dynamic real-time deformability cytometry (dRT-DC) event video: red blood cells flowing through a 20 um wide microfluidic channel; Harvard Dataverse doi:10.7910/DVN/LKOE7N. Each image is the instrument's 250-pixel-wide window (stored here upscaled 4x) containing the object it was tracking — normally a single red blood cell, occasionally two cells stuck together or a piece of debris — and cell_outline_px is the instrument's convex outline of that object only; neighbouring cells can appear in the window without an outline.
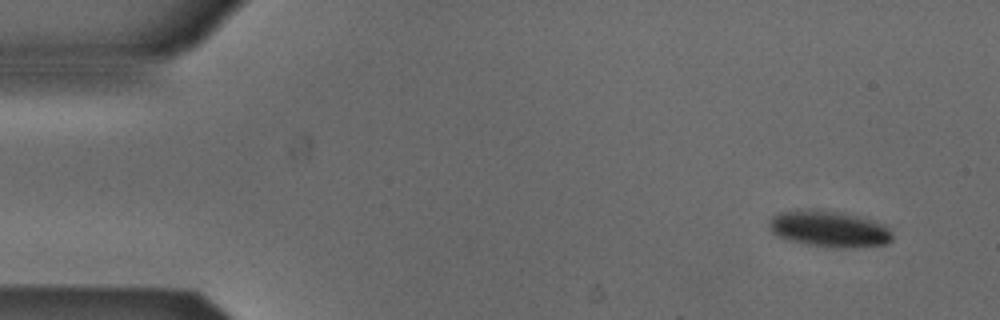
{"species": "Egyptian fruit bat (a non-hibernating species)", "species_latin": "Rousettus aegyptiacus", "temperature_condition": "cold", "stored_images_in_passage": 4, "camera_frame_rate_fps": 3000, "um_per_image_px": 0.085, "animal": {"sex": "male"}, "frame": {"image": 1, "passage_image": 1, "time_ms": 0.0, "image_size_px": [1000, 320], "cell_outline_px": [[892, 240], [888, 244], [856, 248], [832, 248], [808, 244], [788, 240], [776, 236], [768, 228], [768, 224], [772, 216], [784, 212], [836, 212], [856, 216], [872, 220], [884, 224], [892, 232]], "centroid_in_image_um": [70.53, 19.52], "position_along_channel_um": 14.5, "area_um2": 25.43}}
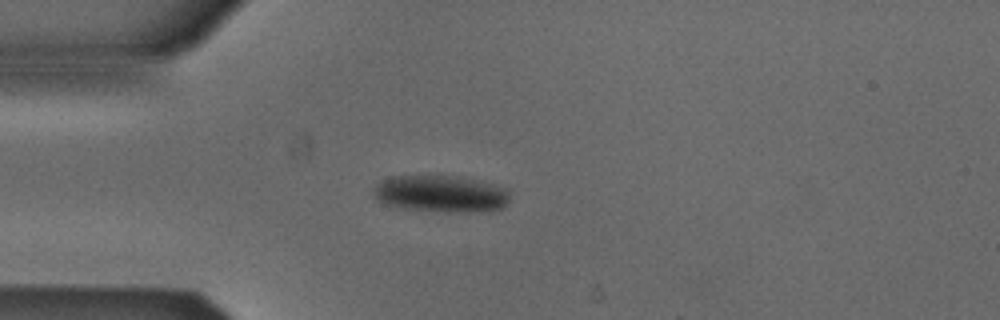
{"frame": {"image": 2, "passage_image": 4, "time_ms": 1.0, "image_size_px": [1000, 320], "cell_outline_px": [[508, 204], [504, 208], [488, 212], [444, 212], [400, 208], [384, 204], [376, 200], [372, 192], [372, 188], [380, 180], [392, 176], [456, 176], [492, 184], [508, 188]], "centroid_in_image_um": [37.45, 16.49], "position_along_channel_um": 47.5, "area_um2": 29.77}}